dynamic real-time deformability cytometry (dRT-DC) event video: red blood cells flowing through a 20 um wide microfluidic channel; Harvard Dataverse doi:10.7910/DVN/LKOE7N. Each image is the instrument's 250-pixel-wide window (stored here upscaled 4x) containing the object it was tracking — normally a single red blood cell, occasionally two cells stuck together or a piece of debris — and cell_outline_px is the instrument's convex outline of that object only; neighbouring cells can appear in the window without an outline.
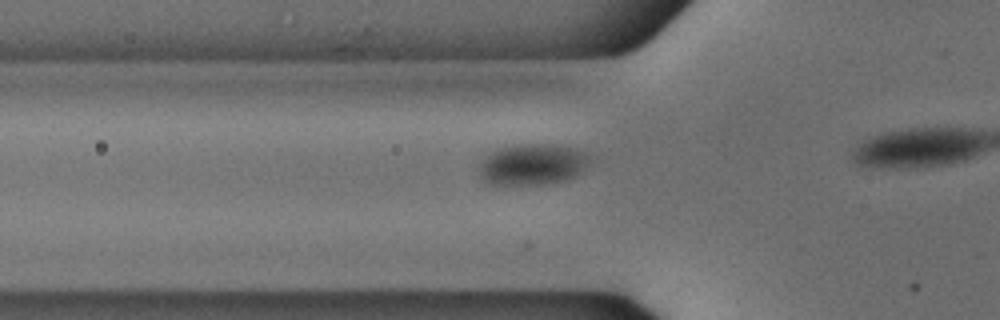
{"species": "common noctule bat (a hibernating species)", "species_latin": "Nyctalus noctula", "temperature_condition": "cold", "stored_images_in_passage": 13, "camera_frame_rate_fps": 3000, "um_per_image_px": 0.085, "animal": {"sex": "male", "body_mass_g": 18.8}, "frame": {"image": 1, "passage_image": 8, "time_ms": 2.333, "image_size_px": [1000, 320], "cell_outline_px": [[592, 160], [580, 172], [564, 180], [552, 184], [492, 184], [480, 180], [480, 164], [496, 148], [504, 144], [564, 144], [576, 148], [592, 156]], "centroid_in_image_um": [45.28, 13.94], "position_along_channel_um": 80.5, "area_um2": 26.93}}
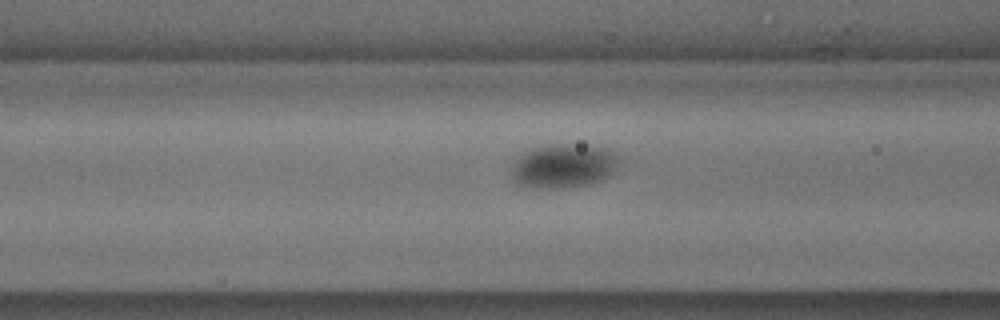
{"frame": {"image": 2, "passage_image": 11, "time_ms": 3.333, "image_size_px": [1000, 320], "cell_outline_px": [[620, 160], [616, 168], [612, 172], [600, 180], [588, 184], [560, 188], [528, 188], [520, 184], [512, 176], [512, 164], [520, 156], [532, 148], [548, 144], [588, 144], [604, 148], [620, 156]], "centroid_in_image_um": [47.91, 14.09], "position_along_channel_um": 118.7, "area_um2": 27.57}}